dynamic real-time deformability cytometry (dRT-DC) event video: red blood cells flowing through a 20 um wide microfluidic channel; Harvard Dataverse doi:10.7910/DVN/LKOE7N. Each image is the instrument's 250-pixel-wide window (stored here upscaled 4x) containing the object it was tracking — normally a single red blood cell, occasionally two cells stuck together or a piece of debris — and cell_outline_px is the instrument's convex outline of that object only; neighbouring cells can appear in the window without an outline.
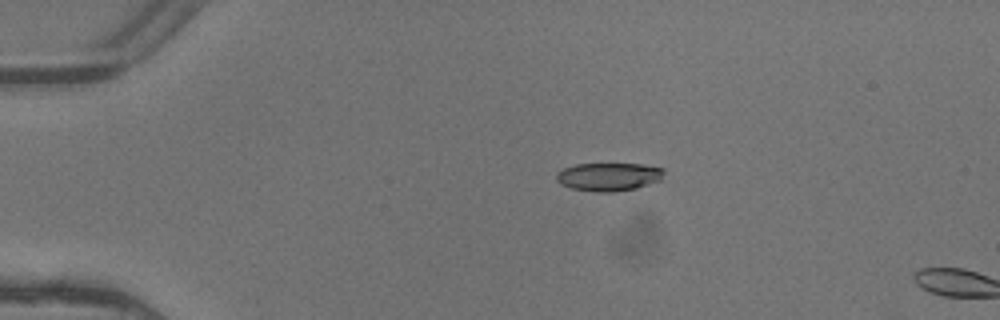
{"species": "common noctule bat (a hibernating species)", "species_latin": "Nyctalus noctula", "temperature_condition": "warm", "stored_images_in_passage": 4, "camera_frame_rate_fps": 3000, "um_per_image_px": 0.085, "animal": {"sex": "female"}, "frame": {"image": 1, "passage_image": 3, "time_ms": 0.667, "image_size_px": [1000, 320], "cell_outline_px": [[664, 172], [660, 180], [636, 188], [612, 192], [596, 192], [572, 188], [560, 184], [556, 180], [556, 172], [564, 168], [576, 164], [640, 164], [664, 168]], "centroid_in_image_um": [51.71, 15.02], "position_along_channel_um": 33.3, "area_um2": 17.63}}